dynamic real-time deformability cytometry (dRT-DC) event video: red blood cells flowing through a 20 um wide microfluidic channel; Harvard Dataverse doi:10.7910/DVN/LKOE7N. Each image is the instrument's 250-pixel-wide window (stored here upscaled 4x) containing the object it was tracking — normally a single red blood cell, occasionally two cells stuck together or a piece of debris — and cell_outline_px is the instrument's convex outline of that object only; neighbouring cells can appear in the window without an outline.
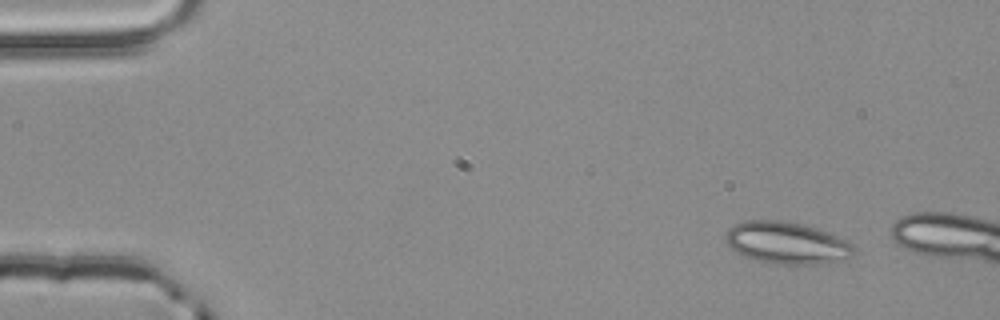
{"species": "common noctule bat (a hibernating species)", "species_latin": "Nyctalus noctula", "temperature_condition": "room temperature", "stored_images_in_passage": 4, "camera_frame_rate_fps": 3000, "um_per_image_px": 0.085, "animal": {"sex": "male", "body_mass_g": 20.4}, "frame": {"image": 1, "passage_image": 1, "time_ms": 0.0, "image_size_px": [1000, 320], "cell_outline_px": [[852, 256], [816, 264], [776, 264], [756, 260], [744, 256], [736, 252], [724, 240], [724, 236], [736, 224], [744, 220], [780, 220], [800, 224], [836, 236], [852, 244]], "centroid_in_image_um": [66.79, 20.65], "position_along_channel_um": 18.2, "area_um2": 30.52}}